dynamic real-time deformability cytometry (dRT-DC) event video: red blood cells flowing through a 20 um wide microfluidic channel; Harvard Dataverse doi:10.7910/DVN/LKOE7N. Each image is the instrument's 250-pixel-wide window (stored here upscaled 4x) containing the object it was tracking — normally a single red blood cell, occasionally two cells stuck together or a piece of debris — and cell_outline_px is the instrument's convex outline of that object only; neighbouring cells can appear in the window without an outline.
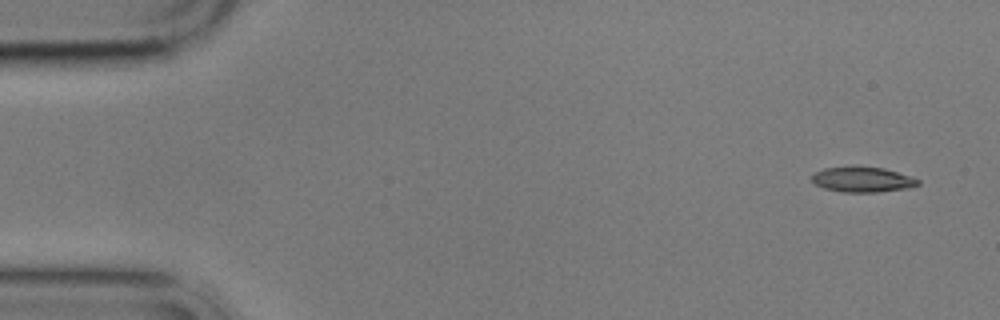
{"species": "common noctule bat (a hibernating species)", "species_latin": "Nyctalus noctula", "temperature_condition": "cold", "stored_images_in_passage": 5, "camera_frame_rate_fps": 3000, "um_per_image_px": 0.085, "animal": {"sex": "male", "body_mass_g": 17.9}, "frame": {"image": 1, "passage_image": 1, "time_ms": 0.0, "image_size_px": [1000, 320], "cell_outline_px": [[920, 184], [908, 188], [876, 192], [840, 192], [824, 188], [816, 184], [812, 180], [812, 176], [816, 172], [824, 168], [852, 164], [884, 168], [920, 180]], "centroid_in_image_um": [73.28, 15.23], "position_along_channel_um": 11.7, "area_um2": 15.9}}